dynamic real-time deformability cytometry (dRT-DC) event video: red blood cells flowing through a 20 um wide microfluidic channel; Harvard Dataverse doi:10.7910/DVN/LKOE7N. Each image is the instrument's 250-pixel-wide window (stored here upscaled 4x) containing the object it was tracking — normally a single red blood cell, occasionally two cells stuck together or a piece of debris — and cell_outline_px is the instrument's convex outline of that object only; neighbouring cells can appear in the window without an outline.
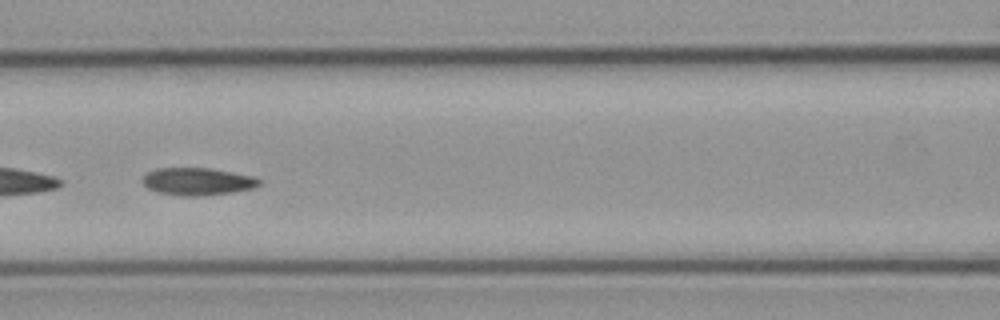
{"species": "common noctule bat (a hibernating species)", "species_latin": "Nyctalus noctula", "temperature_condition": "cold", "stored_images_in_passage": 6, "camera_frame_rate_fps": 3000, "um_per_image_px": 0.085, "animal": {"sex": "male", "body_mass_g": 23.1, "forearm_length_mm": 52.7}, "frame": {"image": 1, "passage_image": 6, "time_ms": 6.333, "image_size_px": [1000, 320], "cell_outline_px": [[260, 184], [256, 188], [232, 192], [200, 196], [184, 196], [156, 192], [148, 188], [140, 180], [148, 172], [156, 168], [208, 168], [252, 176], [260, 180]], "centroid_in_image_um": [16.76, 15.43], "position_along_channel_um": 149.8, "area_um2": 18.61}}